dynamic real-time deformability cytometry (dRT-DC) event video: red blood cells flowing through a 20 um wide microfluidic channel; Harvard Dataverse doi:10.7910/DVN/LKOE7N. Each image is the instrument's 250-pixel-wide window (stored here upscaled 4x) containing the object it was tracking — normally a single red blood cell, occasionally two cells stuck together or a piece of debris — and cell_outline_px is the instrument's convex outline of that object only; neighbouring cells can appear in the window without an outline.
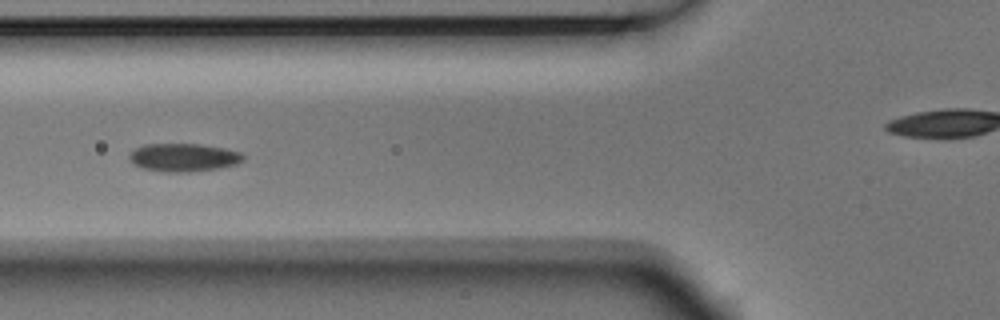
{"species": "Egyptian fruit bat (a non-hibernating species)", "species_latin": "Rousettus aegyptiacus", "temperature_condition": "room temperature", "stored_images_in_passage": 6, "camera_frame_rate_fps": 3000, "um_per_image_px": 0.085, "animal": {"sex": "male"}, "frame": {"image": 1, "passage_image": 4, "time_ms": 1.0, "image_size_px": [1000, 320], "cell_outline_px": [[244, 160], [236, 164], [220, 168], [188, 172], [168, 172], [144, 168], [132, 164], [128, 160], [128, 152], [144, 144], [200, 144], [224, 148], [240, 152], [244, 156]], "centroid_in_image_um": [15.57, 13.38], "position_along_channel_um": 110.2, "area_um2": 18.79}}
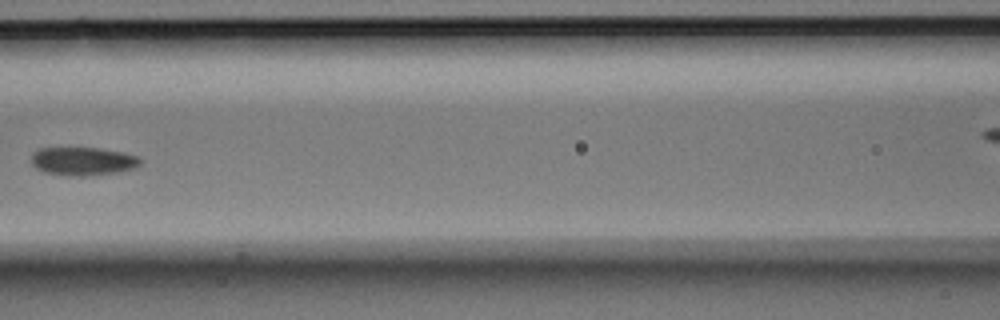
{"frame": {"image": 2, "passage_image": 5, "time_ms": 1.333, "image_size_px": [1000, 320], "cell_outline_px": [[144, 160], [136, 168], [116, 172], [84, 176], [72, 176], [44, 172], [36, 168], [32, 164], [32, 152], [40, 148], [100, 148], [124, 152], [140, 156]], "centroid_in_image_um": [7.1, 13.69], "position_along_channel_um": 159.5, "area_um2": 18.15}}
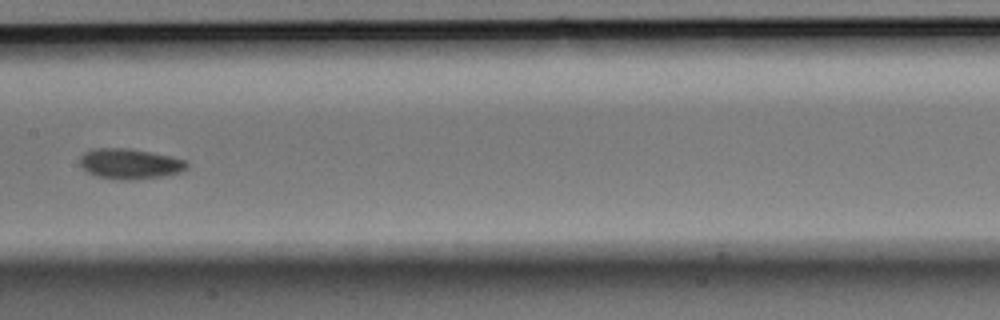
{"frame": {"image": 3, "passage_image": 6, "time_ms": 1.667, "image_size_px": [1000, 320], "cell_outline_px": [[188, 168], [180, 172], [160, 176], [128, 180], [120, 180], [96, 176], [88, 172], [80, 164], [80, 156], [84, 152], [92, 148], [128, 148], [172, 156], [188, 160]], "centroid_in_image_um": [11.04, 13.91], "position_along_channel_um": 196.4, "area_um2": 18.96}}